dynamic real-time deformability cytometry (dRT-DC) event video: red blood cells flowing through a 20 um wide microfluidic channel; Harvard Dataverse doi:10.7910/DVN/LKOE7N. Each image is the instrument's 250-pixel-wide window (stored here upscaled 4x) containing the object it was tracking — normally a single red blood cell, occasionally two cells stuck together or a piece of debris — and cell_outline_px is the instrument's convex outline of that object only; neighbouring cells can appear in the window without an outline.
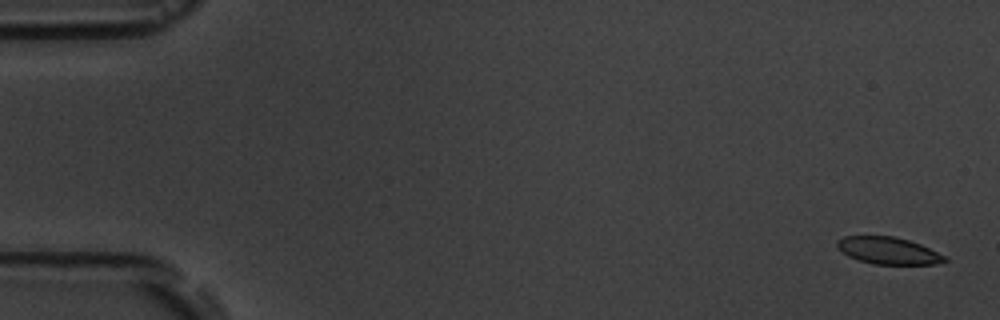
{"species": "common noctule bat (a hibernating species)", "species_latin": "Nyctalus noctula", "temperature_condition": "room temperature", "stored_images_in_passage": 5, "camera_frame_rate_fps": 3000, "um_per_image_px": 0.085, "animal": {"sex": "male", "body_mass_g": 19.5, "forearm_length_mm": 54.6}, "frame": {"image": 1, "passage_image": 1, "time_ms": 0.0, "image_size_px": [1000, 320], "cell_outline_px": [[948, 260], [936, 264], [872, 264], [848, 256], [836, 244], [836, 240], [844, 236], [896, 236], [920, 244], [944, 256]], "centroid_in_image_um": [75.49, 21.3], "position_along_channel_um": 9.5, "area_um2": 16.7}}
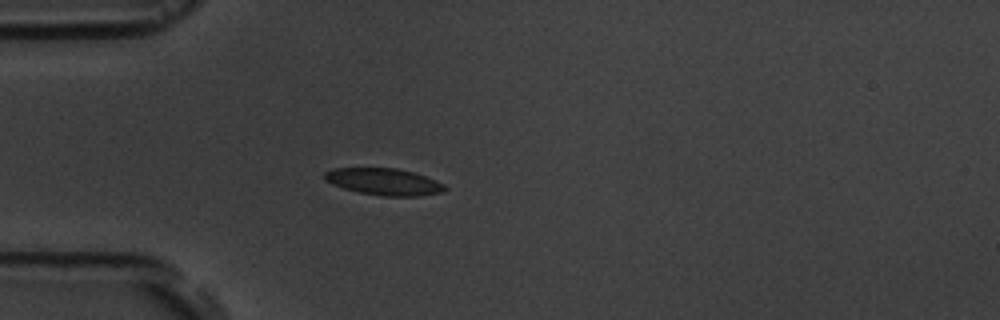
{"frame": {"image": 2, "passage_image": 5, "time_ms": 4.667, "image_size_px": [1000, 320], "cell_outline_px": [[448, 188], [444, 192], [420, 196], [384, 196], [360, 192], [344, 188], [332, 184], [324, 180], [324, 172], [332, 168], [396, 168], [412, 172], [436, 180], [444, 184]], "centroid_in_image_um": [32.64, 15.44], "position_along_channel_um": 52.4, "area_um2": 18.79}}